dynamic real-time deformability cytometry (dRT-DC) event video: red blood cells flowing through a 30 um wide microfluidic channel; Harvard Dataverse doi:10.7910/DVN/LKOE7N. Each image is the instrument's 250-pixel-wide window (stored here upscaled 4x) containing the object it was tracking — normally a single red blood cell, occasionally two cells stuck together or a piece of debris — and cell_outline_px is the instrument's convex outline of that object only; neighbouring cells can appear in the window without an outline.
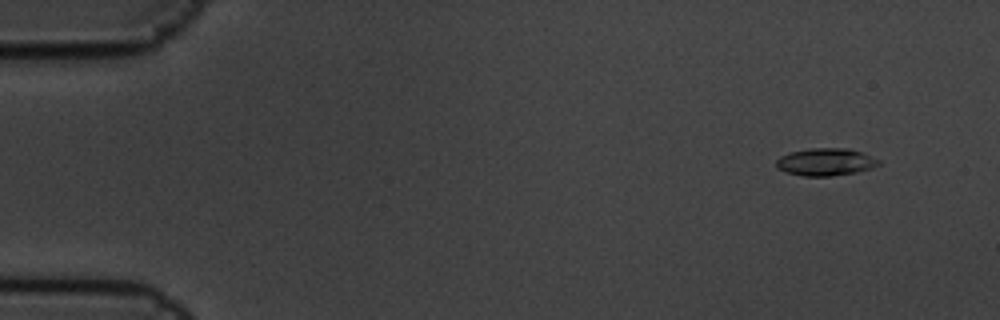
{"species": "common noctule bat (a hibernating species)", "species_latin": "Nyctalus noctula", "temperature_condition": "cold", "stored_images_in_passage": 7, "camera_frame_rate_fps": 3000, "um_per_image_px": 0.085, "animal": {"sex": "male", "body_mass_g": 19.5, "forearm_length_mm": 54.6}, "frame": {"image": 1, "passage_image": 2, "time_ms": 0.333, "image_size_px": [1000, 320], "cell_outline_px": [[880, 164], [856, 172], [832, 176], [804, 176], [784, 172], [776, 168], [776, 160], [780, 156], [788, 152], [808, 148], [848, 148], [860, 152], [880, 160]], "centroid_in_image_um": [70.1, 13.76], "position_along_channel_um": 14.9, "area_um2": 16.42}}
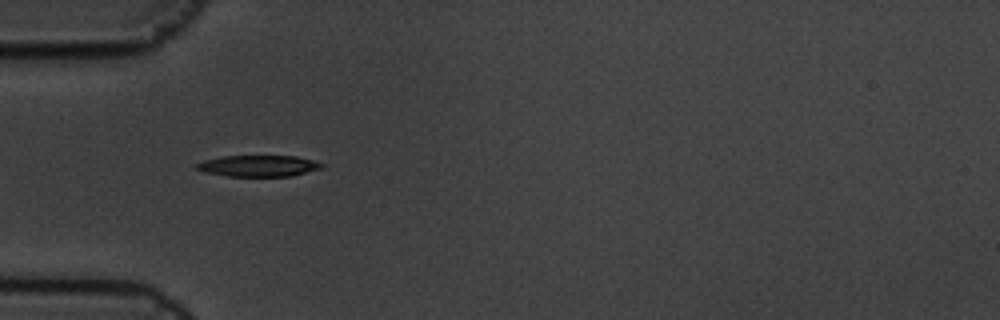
{"frame": {"image": 2, "passage_image": 6, "time_ms": 1.667, "image_size_px": [1000, 320], "cell_outline_px": [[324, 168], [292, 176], [228, 176], [204, 172], [196, 168], [196, 164], [204, 160], [224, 156], [296, 156], [312, 160], [324, 164]], "centroid_in_image_um": [22.0, 14.1], "position_along_channel_um": 63.0, "area_um2": 15.49}}
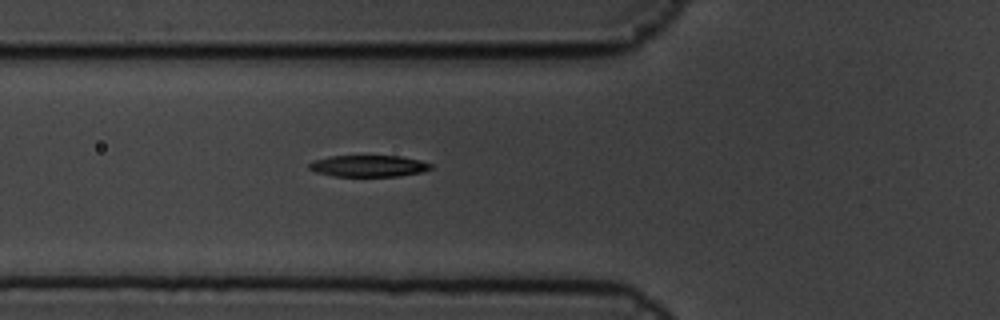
{"frame": {"image": 3, "passage_image": 7, "time_ms": 2.0, "image_size_px": [1000, 320], "cell_outline_px": [[432, 168], [420, 172], [400, 176], [332, 176], [316, 172], [308, 168], [308, 164], [312, 160], [328, 156], [400, 156], [420, 160], [432, 164]], "centroid_in_image_um": [31.28, 14.1], "position_along_channel_um": 94.5, "area_um2": 15.32}}